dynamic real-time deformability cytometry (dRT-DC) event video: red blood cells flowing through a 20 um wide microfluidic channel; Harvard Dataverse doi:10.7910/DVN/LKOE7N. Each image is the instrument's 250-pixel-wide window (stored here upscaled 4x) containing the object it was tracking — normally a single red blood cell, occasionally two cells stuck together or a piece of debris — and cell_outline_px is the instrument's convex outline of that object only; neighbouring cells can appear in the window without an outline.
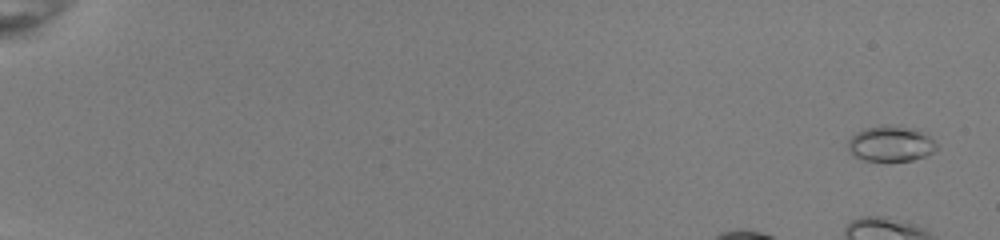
{"species": "common noctule bat (a hibernating species)", "species_latin": "Nyctalus noctula", "temperature_condition": "room temperature", "stored_images_in_passage": 13, "camera_frame_rate_fps": 3000, "um_per_image_px": 0.085, "animal": {"sex": "female", "body_mass_g": 22.0, "forearm_length_mm": 56.7}, "frame": {"image": 1, "passage_image": 3, "time_ms": 0.667, "image_size_px": [1000, 240], "cell_outline_px": [[936, 148], [932, 152], [924, 156], [912, 160], [864, 160], [852, 156], [848, 148], [848, 140], [856, 132], [864, 128], [884, 124], [888, 124], [912, 128], [928, 136], [936, 144]], "centroid_in_image_um": [75.65, 12.2], "position_along_channel_um": 9.4, "area_um2": 18.15}}